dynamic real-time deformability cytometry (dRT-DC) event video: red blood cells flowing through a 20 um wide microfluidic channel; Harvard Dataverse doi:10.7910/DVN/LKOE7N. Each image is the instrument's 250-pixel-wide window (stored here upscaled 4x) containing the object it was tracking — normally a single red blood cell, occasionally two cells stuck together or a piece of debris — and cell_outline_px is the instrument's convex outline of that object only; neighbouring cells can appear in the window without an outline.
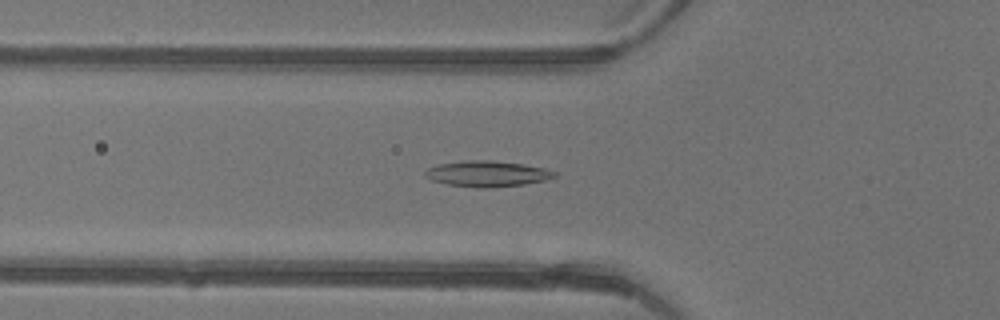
{"species": "common noctule bat (a hibernating species)", "species_latin": "Nyctalus noctula", "temperature_condition": "warm", "stored_images_in_passage": 47, "camera_frame_rate_fps": 3000, "um_per_image_px": 0.085, "animal": {"sex": "female"}, "frame": {"image": 1, "passage_image": 17, "time_ms": 5.333, "image_size_px": [1000, 320], "cell_outline_px": [[556, 176], [544, 180], [524, 184], [492, 188], [480, 188], [448, 184], [432, 180], [424, 176], [424, 172], [428, 168], [440, 164], [464, 160], [492, 160], [524, 164], [544, 168], [556, 172]], "centroid_in_image_um": [41.4, 14.76], "position_along_channel_um": 84.4, "area_um2": 19.42}}
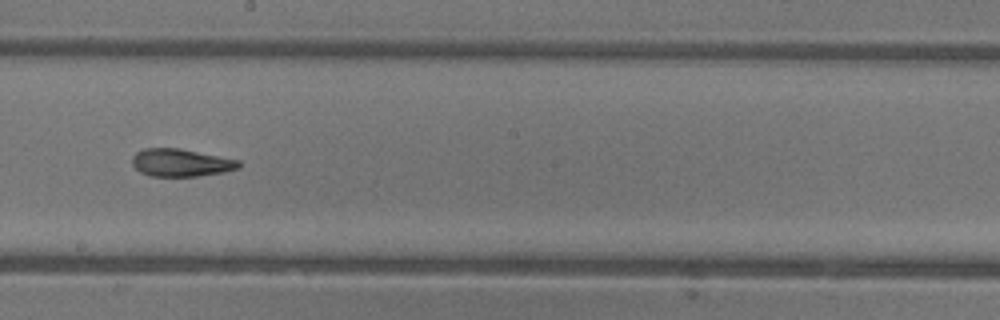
{"frame": {"image": 2, "passage_image": 27, "time_ms": 8.667, "image_size_px": [1000, 320], "cell_outline_px": [[240, 168], [224, 172], [196, 176], [148, 176], [140, 172], [132, 164], [132, 156], [136, 152], [144, 148], [180, 148], [240, 160]], "centroid_in_image_um": [15.37, 13.82], "position_along_channel_um": 232.8, "area_um2": 17.28}}
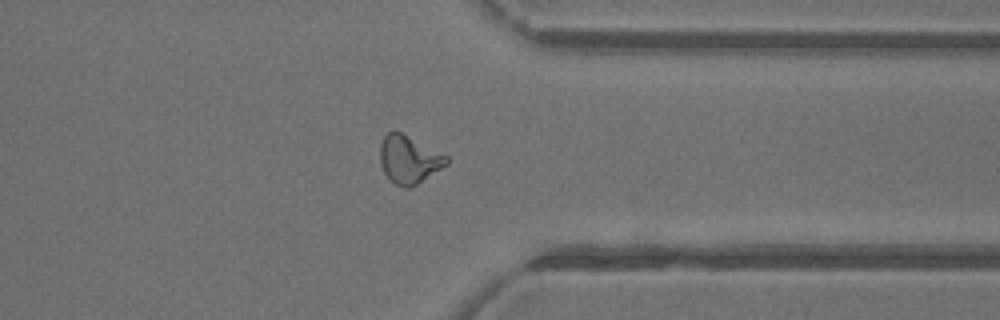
{"frame": {"image": 3, "passage_image": 37, "time_ms": 12.0, "image_size_px": [1000, 320], "cell_outline_px": [[448, 164], [412, 188], [404, 188], [396, 184], [384, 172], [380, 164], [380, 144], [384, 136], [388, 132], [400, 132], [448, 156]], "centroid_in_image_um": [34.76, 13.58], "position_along_channel_um": 376.6, "area_um2": 18.38}, "authors_computed_cell_mechanics": {"area_um2": 18.5538, "velocity_mm_per_s": 4.4275, "shape_relaxation_time_tau1_ms": null, "shape_relaxation_time_tau2_ms": 2.8409, "deformation_change_tau1": null, "deformation_change_tau2": 0.1161}}